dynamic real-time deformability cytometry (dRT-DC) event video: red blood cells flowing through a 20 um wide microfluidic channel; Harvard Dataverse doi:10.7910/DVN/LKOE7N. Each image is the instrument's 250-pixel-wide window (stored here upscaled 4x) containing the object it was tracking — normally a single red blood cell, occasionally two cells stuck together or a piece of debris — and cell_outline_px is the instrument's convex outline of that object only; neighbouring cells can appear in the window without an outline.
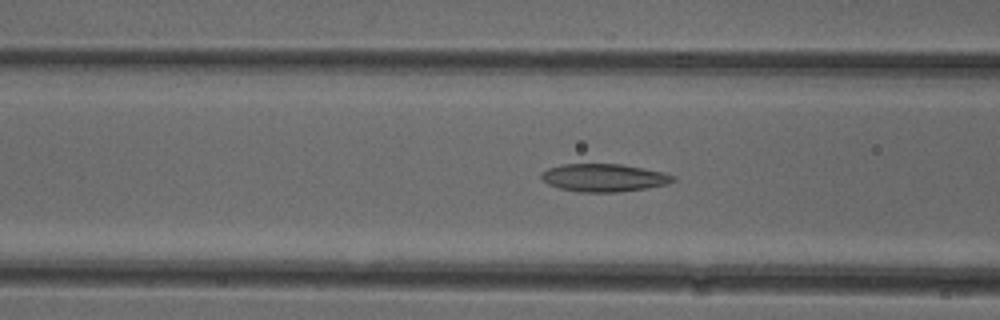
{"species": "common noctule bat (a hibernating species)", "species_latin": "Nyctalus noctula", "temperature_condition": "cold", "stored_images_in_passage": 36, "camera_frame_rate_fps": 3000, "um_per_image_px": 0.085, "animal": {"sex": "female"}, "frame": {"image": 1, "passage_image": 13, "time_ms": 4.0, "image_size_px": [1000, 320], "cell_outline_px": [[676, 180], [668, 184], [648, 188], [616, 192], [580, 192], [560, 188], [548, 184], [540, 176], [540, 172], [548, 168], [560, 164], [620, 164], [664, 172], [676, 176]], "centroid_in_image_um": [51.34, 15.1], "position_along_channel_um": 115.3, "area_um2": 21.44}}
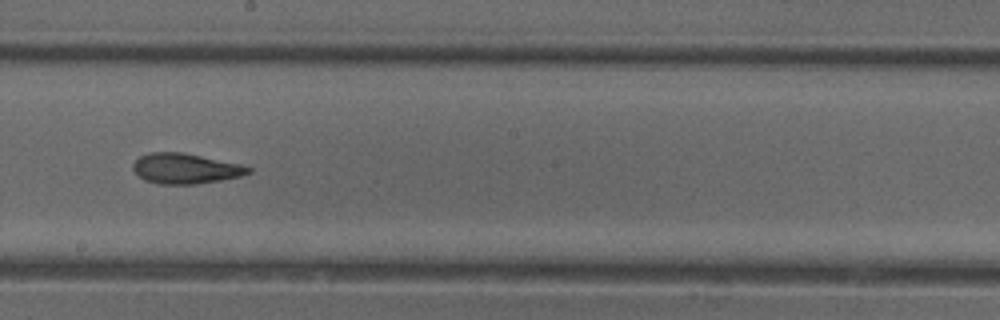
{"frame": {"image": 2, "passage_image": 22, "time_ms": 7.0, "image_size_px": [1000, 320], "cell_outline_px": [[252, 172], [240, 176], [220, 180], [196, 184], [160, 184], [144, 180], [132, 168], [132, 164], [140, 156], [148, 152], [184, 152], [240, 164], [252, 168]], "centroid_in_image_um": [15.75, 14.32], "position_along_channel_um": 232.4, "area_um2": 20.35}}
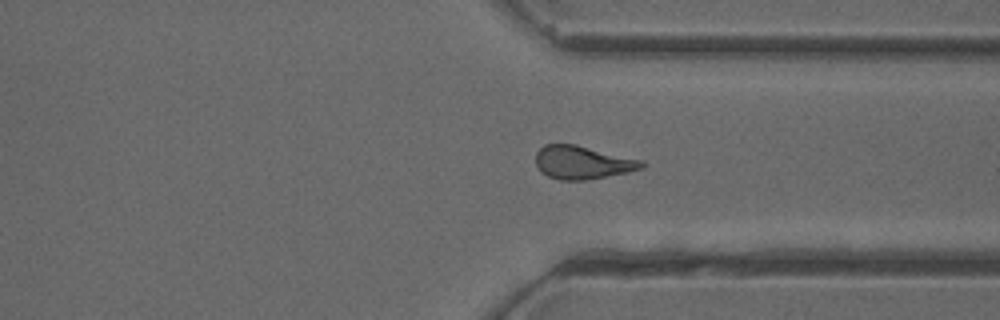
{"frame": {"image": 3, "passage_image": 32, "time_ms": 10.333, "image_size_px": [1000, 320], "cell_outline_px": [[644, 168], [628, 172], [584, 180], [560, 180], [548, 176], [540, 172], [536, 164], [536, 152], [544, 144], [576, 144], [644, 160]], "centroid_in_image_um": [49.52, 13.8], "position_along_channel_um": 361.9, "area_um2": 20.63}}